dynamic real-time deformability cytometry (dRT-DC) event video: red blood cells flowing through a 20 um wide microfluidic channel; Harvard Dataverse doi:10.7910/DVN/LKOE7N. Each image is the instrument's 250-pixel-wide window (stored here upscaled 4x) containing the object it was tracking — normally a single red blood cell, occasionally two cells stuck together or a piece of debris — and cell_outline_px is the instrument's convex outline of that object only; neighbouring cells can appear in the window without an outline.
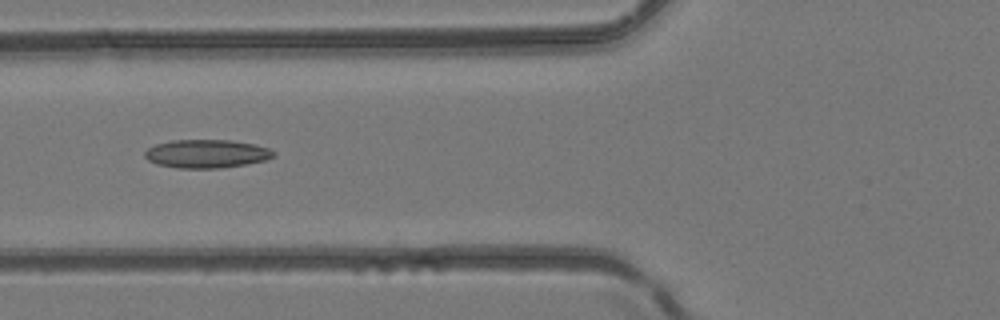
{"species": "common noctule bat (a hibernating species)", "species_latin": "Nyctalus noctula", "temperature_condition": "room temperature", "stored_images_in_passage": 5, "camera_frame_rate_fps": 3000, "um_per_image_px": 0.085, "animal": {"sex": "female", "body_mass_g": 24.6, "forearm_length_mm": 56.2}, "frame": {"image": 1, "passage_image": 5, "time_ms": 1.333, "image_size_px": [1000, 320], "cell_outline_px": [[276, 156], [268, 160], [220, 168], [176, 168], [156, 164], [148, 160], [144, 156], [144, 152], [148, 148], [156, 144], [172, 140], [232, 140], [256, 144], [268, 148], [276, 152]], "centroid_in_image_um": [17.58, 13.06], "position_along_channel_um": 108.2, "area_um2": 21.5}}